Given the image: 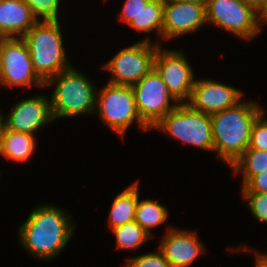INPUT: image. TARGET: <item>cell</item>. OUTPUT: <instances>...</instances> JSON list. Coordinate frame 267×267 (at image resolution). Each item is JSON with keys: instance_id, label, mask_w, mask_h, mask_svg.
I'll return each instance as SVG.
<instances>
[{"instance_id": "cell-16", "label": "cell", "mask_w": 267, "mask_h": 267, "mask_svg": "<svg viewBox=\"0 0 267 267\" xmlns=\"http://www.w3.org/2000/svg\"><path fill=\"white\" fill-rule=\"evenodd\" d=\"M37 22L23 0L0 1V38H22Z\"/></svg>"}, {"instance_id": "cell-8", "label": "cell", "mask_w": 267, "mask_h": 267, "mask_svg": "<svg viewBox=\"0 0 267 267\" xmlns=\"http://www.w3.org/2000/svg\"><path fill=\"white\" fill-rule=\"evenodd\" d=\"M137 112L151 129L180 103L169 92L160 74L153 67L138 83L131 86ZM172 104H170V101Z\"/></svg>"}, {"instance_id": "cell-20", "label": "cell", "mask_w": 267, "mask_h": 267, "mask_svg": "<svg viewBox=\"0 0 267 267\" xmlns=\"http://www.w3.org/2000/svg\"><path fill=\"white\" fill-rule=\"evenodd\" d=\"M164 1L165 0H151L146 6H143L139 15L129 23V26L143 33L157 30V33L161 36Z\"/></svg>"}, {"instance_id": "cell-1", "label": "cell", "mask_w": 267, "mask_h": 267, "mask_svg": "<svg viewBox=\"0 0 267 267\" xmlns=\"http://www.w3.org/2000/svg\"><path fill=\"white\" fill-rule=\"evenodd\" d=\"M36 208L19 227L18 237L32 256L49 261L66 247L76 224L70 222L72 217L70 214L67 216L68 212L65 214L56 206L40 205Z\"/></svg>"}, {"instance_id": "cell-17", "label": "cell", "mask_w": 267, "mask_h": 267, "mask_svg": "<svg viewBox=\"0 0 267 267\" xmlns=\"http://www.w3.org/2000/svg\"><path fill=\"white\" fill-rule=\"evenodd\" d=\"M34 135L3 129L0 136V154L8 160L24 162L35 150Z\"/></svg>"}, {"instance_id": "cell-22", "label": "cell", "mask_w": 267, "mask_h": 267, "mask_svg": "<svg viewBox=\"0 0 267 267\" xmlns=\"http://www.w3.org/2000/svg\"><path fill=\"white\" fill-rule=\"evenodd\" d=\"M116 237L117 249H137L151 236L136 222L131 221L112 229Z\"/></svg>"}, {"instance_id": "cell-11", "label": "cell", "mask_w": 267, "mask_h": 267, "mask_svg": "<svg viewBox=\"0 0 267 267\" xmlns=\"http://www.w3.org/2000/svg\"><path fill=\"white\" fill-rule=\"evenodd\" d=\"M154 68L179 103L190 100L195 77L182 51L163 50L159 46L154 58Z\"/></svg>"}, {"instance_id": "cell-10", "label": "cell", "mask_w": 267, "mask_h": 267, "mask_svg": "<svg viewBox=\"0 0 267 267\" xmlns=\"http://www.w3.org/2000/svg\"><path fill=\"white\" fill-rule=\"evenodd\" d=\"M0 82L8 87L44 82L35 73L28 46L23 38H0Z\"/></svg>"}, {"instance_id": "cell-5", "label": "cell", "mask_w": 267, "mask_h": 267, "mask_svg": "<svg viewBox=\"0 0 267 267\" xmlns=\"http://www.w3.org/2000/svg\"><path fill=\"white\" fill-rule=\"evenodd\" d=\"M152 129L162 130L185 145L214 151L210 115L193 109L187 103H180Z\"/></svg>"}, {"instance_id": "cell-27", "label": "cell", "mask_w": 267, "mask_h": 267, "mask_svg": "<svg viewBox=\"0 0 267 267\" xmlns=\"http://www.w3.org/2000/svg\"><path fill=\"white\" fill-rule=\"evenodd\" d=\"M151 0H126L122 8L120 20L129 23L139 15L143 6H146Z\"/></svg>"}, {"instance_id": "cell-31", "label": "cell", "mask_w": 267, "mask_h": 267, "mask_svg": "<svg viewBox=\"0 0 267 267\" xmlns=\"http://www.w3.org/2000/svg\"><path fill=\"white\" fill-rule=\"evenodd\" d=\"M255 267H267V262L262 260L260 257H256V261H255Z\"/></svg>"}, {"instance_id": "cell-26", "label": "cell", "mask_w": 267, "mask_h": 267, "mask_svg": "<svg viewBox=\"0 0 267 267\" xmlns=\"http://www.w3.org/2000/svg\"><path fill=\"white\" fill-rule=\"evenodd\" d=\"M126 267H171L163 253L151 252L132 257L126 262Z\"/></svg>"}, {"instance_id": "cell-7", "label": "cell", "mask_w": 267, "mask_h": 267, "mask_svg": "<svg viewBox=\"0 0 267 267\" xmlns=\"http://www.w3.org/2000/svg\"><path fill=\"white\" fill-rule=\"evenodd\" d=\"M149 37L130 47L122 49L102 68L113 76L108 83L115 85L132 86L138 83L154 67V58L158 44H152Z\"/></svg>"}, {"instance_id": "cell-15", "label": "cell", "mask_w": 267, "mask_h": 267, "mask_svg": "<svg viewBox=\"0 0 267 267\" xmlns=\"http://www.w3.org/2000/svg\"><path fill=\"white\" fill-rule=\"evenodd\" d=\"M167 228L168 231L160 242L159 250L171 267H189L205 251L197 233L173 227Z\"/></svg>"}, {"instance_id": "cell-6", "label": "cell", "mask_w": 267, "mask_h": 267, "mask_svg": "<svg viewBox=\"0 0 267 267\" xmlns=\"http://www.w3.org/2000/svg\"><path fill=\"white\" fill-rule=\"evenodd\" d=\"M96 97L95 110H97L101 121L108 125L112 131L114 130L123 137L134 120L142 130H150L137 112L131 86L107 83L100 92L98 91Z\"/></svg>"}, {"instance_id": "cell-25", "label": "cell", "mask_w": 267, "mask_h": 267, "mask_svg": "<svg viewBox=\"0 0 267 267\" xmlns=\"http://www.w3.org/2000/svg\"><path fill=\"white\" fill-rule=\"evenodd\" d=\"M249 209L257 220L267 223V193L242 192Z\"/></svg>"}, {"instance_id": "cell-33", "label": "cell", "mask_w": 267, "mask_h": 267, "mask_svg": "<svg viewBox=\"0 0 267 267\" xmlns=\"http://www.w3.org/2000/svg\"><path fill=\"white\" fill-rule=\"evenodd\" d=\"M4 129V115H1L0 113V136Z\"/></svg>"}, {"instance_id": "cell-14", "label": "cell", "mask_w": 267, "mask_h": 267, "mask_svg": "<svg viewBox=\"0 0 267 267\" xmlns=\"http://www.w3.org/2000/svg\"><path fill=\"white\" fill-rule=\"evenodd\" d=\"M53 120L50 100L38 95L17 102L9 116H4V128L33 135L41 126Z\"/></svg>"}, {"instance_id": "cell-13", "label": "cell", "mask_w": 267, "mask_h": 267, "mask_svg": "<svg viewBox=\"0 0 267 267\" xmlns=\"http://www.w3.org/2000/svg\"><path fill=\"white\" fill-rule=\"evenodd\" d=\"M243 96L245 94L242 91L232 86L211 79H197L187 104L195 110L212 115L235 106Z\"/></svg>"}, {"instance_id": "cell-18", "label": "cell", "mask_w": 267, "mask_h": 267, "mask_svg": "<svg viewBox=\"0 0 267 267\" xmlns=\"http://www.w3.org/2000/svg\"><path fill=\"white\" fill-rule=\"evenodd\" d=\"M138 181L129 185L114 199L109 211V226L111 229L134 221L135 209L139 197Z\"/></svg>"}, {"instance_id": "cell-29", "label": "cell", "mask_w": 267, "mask_h": 267, "mask_svg": "<svg viewBox=\"0 0 267 267\" xmlns=\"http://www.w3.org/2000/svg\"><path fill=\"white\" fill-rule=\"evenodd\" d=\"M257 17L260 27H262L263 23L267 24V0L264 1L263 6L257 12Z\"/></svg>"}, {"instance_id": "cell-19", "label": "cell", "mask_w": 267, "mask_h": 267, "mask_svg": "<svg viewBox=\"0 0 267 267\" xmlns=\"http://www.w3.org/2000/svg\"><path fill=\"white\" fill-rule=\"evenodd\" d=\"M167 208L156 201L145 199L139 201L135 209L136 221L151 237H153L151 228L160 226L167 221L168 218Z\"/></svg>"}, {"instance_id": "cell-9", "label": "cell", "mask_w": 267, "mask_h": 267, "mask_svg": "<svg viewBox=\"0 0 267 267\" xmlns=\"http://www.w3.org/2000/svg\"><path fill=\"white\" fill-rule=\"evenodd\" d=\"M206 21L246 40L262 31L257 12L240 0H207Z\"/></svg>"}, {"instance_id": "cell-2", "label": "cell", "mask_w": 267, "mask_h": 267, "mask_svg": "<svg viewBox=\"0 0 267 267\" xmlns=\"http://www.w3.org/2000/svg\"><path fill=\"white\" fill-rule=\"evenodd\" d=\"M264 112L255 102H239L233 107L210 115L214 151L232 166L249 147L251 128Z\"/></svg>"}, {"instance_id": "cell-34", "label": "cell", "mask_w": 267, "mask_h": 267, "mask_svg": "<svg viewBox=\"0 0 267 267\" xmlns=\"http://www.w3.org/2000/svg\"><path fill=\"white\" fill-rule=\"evenodd\" d=\"M256 256L260 257L262 260L266 261L267 262V253H264V254H259V252H255Z\"/></svg>"}, {"instance_id": "cell-24", "label": "cell", "mask_w": 267, "mask_h": 267, "mask_svg": "<svg viewBox=\"0 0 267 267\" xmlns=\"http://www.w3.org/2000/svg\"><path fill=\"white\" fill-rule=\"evenodd\" d=\"M262 112L254 121L251 128L250 143L247 149L267 151V118L264 119Z\"/></svg>"}, {"instance_id": "cell-3", "label": "cell", "mask_w": 267, "mask_h": 267, "mask_svg": "<svg viewBox=\"0 0 267 267\" xmlns=\"http://www.w3.org/2000/svg\"><path fill=\"white\" fill-rule=\"evenodd\" d=\"M22 38L28 46L33 69L44 83L72 67L63 46L59 20H40Z\"/></svg>"}, {"instance_id": "cell-21", "label": "cell", "mask_w": 267, "mask_h": 267, "mask_svg": "<svg viewBox=\"0 0 267 267\" xmlns=\"http://www.w3.org/2000/svg\"><path fill=\"white\" fill-rule=\"evenodd\" d=\"M231 167L234 174L242 171L244 186L254 175L267 170V151L246 149Z\"/></svg>"}, {"instance_id": "cell-30", "label": "cell", "mask_w": 267, "mask_h": 267, "mask_svg": "<svg viewBox=\"0 0 267 267\" xmlns=\"http://www.w3.org/2000/svg\"><path fill=\"white\" fill-rule=\"evenodd\" d=\"M242 3L251 6L256 12L263 6L265 0H240Z\"/></svg>"}, {"instance_id": "cell-4", "label": "cell", "mask_w": 267, "mask_h": 267, "mask_svg": "<svg viewBox=\"0 0 267 267\" xmlns=\"http://www.w3.org/2000/svg\"><path fill=\"white\" fill-rule=\"evenodd\" d=\"M54 82L57 84L49 99L54 120L96 112V88L85 74L72 66L49 78L44 85Z\"/></svg>"}, {"instance_id": "cell-23", "label": "cell", "mask_w": 267, "mask_h": 267, "mask_svg": "<svg viewBox=\"0 0 267 267\" xmlns=\"http://www.w3.org/2000/svg\"><path fill=\"white\" fill-rule=\"evenodd\" d=\"M35 18L42 21H58L60 0H23Z\"/></svg>"}, {"instance_id": "cell-32", "label": "cell", "mask_w": 267, "mask_h": 267, "mask_svg": "<svg viewBox=\"0 0 267 267\" xmlns=\"http://www.w3.org/2000/svg\"><path fill=\"white\" fill-rule=\"evenodd\" d=\"M177 1L193 2V3H200V4H206L207 2V0H177Z\"/></svg>"}, {"instance_id": "cell-12", "label": "cell", "mask_w": 267, "mask_h": 267, "mask_svg": "<svg viewBox=\"0 0 267 267\" xmlns=\"http://www.w3.org/2000/svg\"><path fill=\"white\" fill-rule=\"evenodd\" d=\"M206 23V4L164 1L162 38L168 40L195 32Z\"/></svg>"}, {"instance_id": "cell-28", "label": "cell", "mask_w": 267, "mask_h": 267, "mask_svg": "<svg viewBox=\"0 0 267 267\" xmlns=\"http://www.w3.org/2000/svg\"><path fill=\"white\" fill-rule=\"evenodd\" d=\"M242 192L267 193V170L254 175L244 186Z\"/></svg>"}]
</instances>
